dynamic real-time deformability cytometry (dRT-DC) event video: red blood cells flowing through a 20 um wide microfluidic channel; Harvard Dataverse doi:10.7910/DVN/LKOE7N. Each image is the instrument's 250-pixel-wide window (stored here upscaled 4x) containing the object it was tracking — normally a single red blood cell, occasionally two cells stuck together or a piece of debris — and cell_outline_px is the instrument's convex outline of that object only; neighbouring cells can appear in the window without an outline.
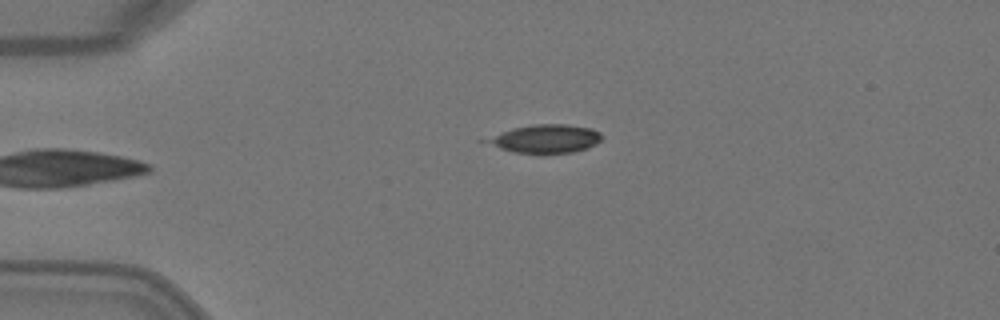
{"species": "Egyptian fruit bat (a non-hibernating species)", "species_latin": "Rousettus aegyptiacus", "temperature_condition": "warm", "stored_images_in_passage": 3, "camera_frame_rate_fps": 3000, "um_per_image_px": 0.085, "animal": {"sex": "female"}, "frame": {"image": 1, "passage_image": 3, "time_ms": 0.667, "image_size_px": [1000, 320], "cell_outline_px": [[604, 136], [596, 144], [588, 148], [572, 152], [512, 152], [476, 140], [512, 128], [532, 124], [568, 124], [592, 128], [600, 132]], "centroid_in_image_um": [46.31, 11.77], "position_along_channel_um": 38.7, "area_um2": 19.19}}